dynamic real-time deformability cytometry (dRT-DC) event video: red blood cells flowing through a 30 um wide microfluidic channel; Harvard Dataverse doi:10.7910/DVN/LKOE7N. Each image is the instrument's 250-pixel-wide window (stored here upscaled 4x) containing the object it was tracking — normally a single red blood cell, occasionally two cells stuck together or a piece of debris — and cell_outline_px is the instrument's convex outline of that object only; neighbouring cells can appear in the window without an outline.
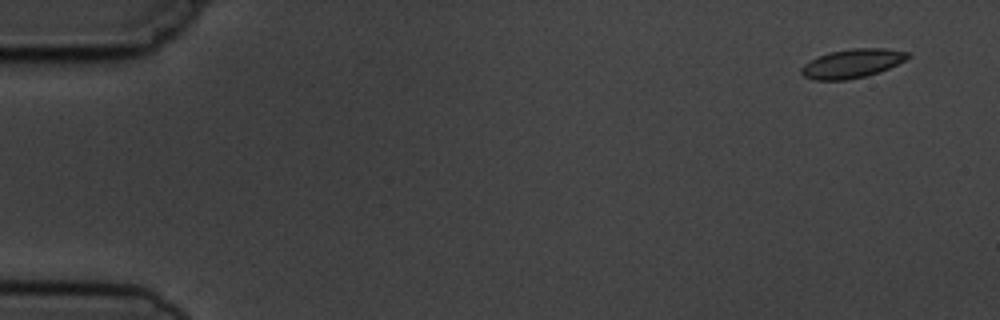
{"species": "common noctule bat (a hibernating species)", "species_latin": "Nyctalus noctula", "temperature_condition": "cold", "stored_images_in_passage": 7, "camera_frame_rate_fps": 3000, "um_per_image_px": 0.085, "animal": {"sex": "male", "body_mass_g": 19.5, "forearm_length_mm": 54.6}, "frame": {"image": 1, "passage_image": 2, "time_ms": 1.0, "image_size_px": [1000, 320], "cell_outline_px": [[912, 56], [880, 72], [868, 76], [844, 80], [812, 80], [804, 76], [800, 72], [800, 68], [804, 64], [828, 52], [852, 48], [884, 48], [908, 52]], "centroid_in_image_um": [72.43, 5.4], "position_along_channel_um": 12.6, "area_um2": 17.92}}